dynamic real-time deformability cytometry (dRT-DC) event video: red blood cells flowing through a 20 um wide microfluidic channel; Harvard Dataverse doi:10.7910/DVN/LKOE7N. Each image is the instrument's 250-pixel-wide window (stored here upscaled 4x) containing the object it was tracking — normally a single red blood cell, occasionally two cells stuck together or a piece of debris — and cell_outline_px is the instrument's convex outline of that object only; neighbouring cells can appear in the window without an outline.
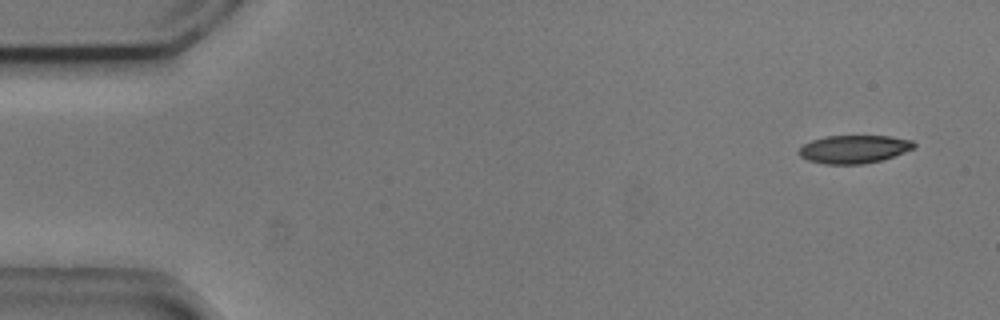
{"species": "common noctule bat (a hibernating species)", "species_latin": "Nyctalus noctula", "temperature_condition": "cold", "stored_images_in_passage": 5, "camera_frame_rate_fps": 3000, "um_per_image_px": 0.085, "animal": {"sex": "male", "body_mass_g": 20.5, "forearm_length_mm": 52.5}, "frame": {"image": 1, "passage_image": 1, "time_ms": 0.0, "image_size_px": [1000, 320], "cell_outline_px": [[916, 148], [880, 160], [864, 164], [824, 164], [808, 160], [800, 156], [796, 152], [804, 144], [812, 140], [824, 136], [892, 136], [912, 140], [916, 144]], "centroid_in_image_um": [72.58, 12.67], "position_along_channel_um": 12.4, "area_um2": 18.9}}
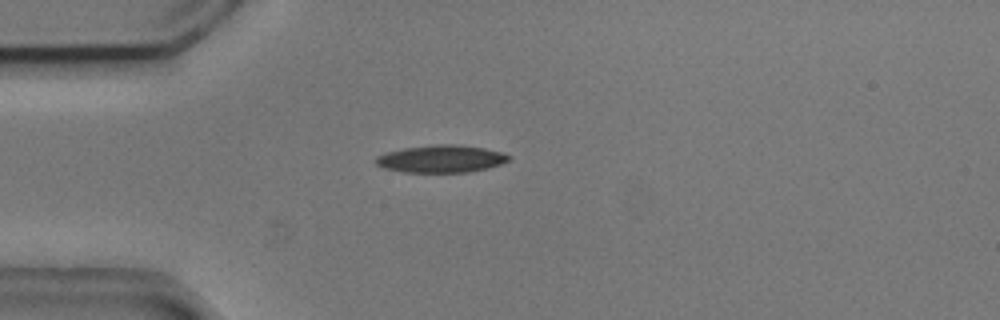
{"frame": {"image": 2, "passage_image": 4, "time_ms": 1.0, "image_size_px": [1000, 320], "cell_outline_px": [[512, 156], [508, 160], [500, 164], [488, 168], [468, 172], [404, 172], [384, 168], [376, 164], [372, 160], [376, 156], [388, 152], [404, 148], [436, 144], [452, 144], [484, 148], [500, 152]], "centroid_in_image_um": [37.46, 13.5], "position_along_channel_um": 47.5, "area_um2": 21.15}}